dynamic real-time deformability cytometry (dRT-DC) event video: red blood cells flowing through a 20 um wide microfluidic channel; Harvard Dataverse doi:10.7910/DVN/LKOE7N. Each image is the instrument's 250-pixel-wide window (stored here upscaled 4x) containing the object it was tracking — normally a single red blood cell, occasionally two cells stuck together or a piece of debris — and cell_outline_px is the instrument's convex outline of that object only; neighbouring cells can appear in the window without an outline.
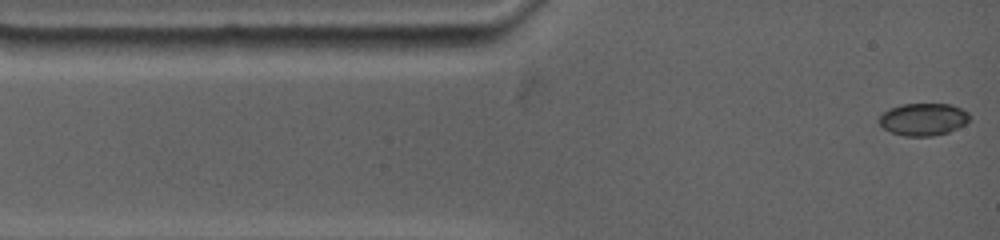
{"species": "common noctule bat (a hibernating species)", "species_latin": "Nyctalus noctula", "temperature_condition": "warm", "stored_images_in_passage": 81, "camera_frame_rate_fps": 4500, "um_per_image_px": 0.085, "animal": {"sex": "female", "body_mass_g": 19.0, "forearm_length_mm": 53.3}, "frame": {"image": 1, "passage_image": 1, "time_ms": 0.0, "image_size_px": [1000, 240], "cell_outline_px": [[968, 120], [964, 124], [948, 132], [932, 136], [904, 136], [892, 132], [884, 128], [876, 120], [880, 112], [888, 108], [904, 104], [952, 104], [968, 112]], "centroid_in_image_um": [78.41, 10.13], "position_along_channel_um": 6.6, "area_um2": 17.11}}
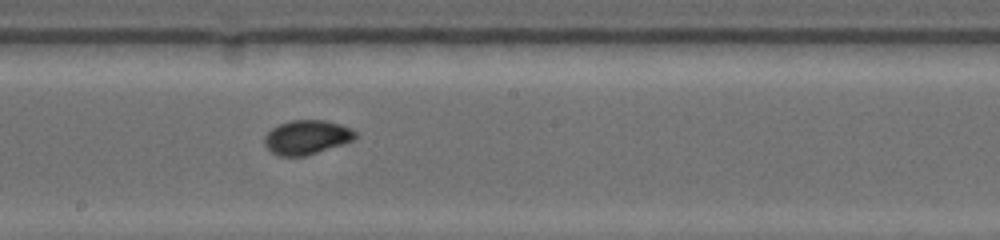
{"frame": {"image": 2, "passage_image": 33, "time_ms": 7.111, "image_size_px": [1000, 240], "cell_outline_px": [[356, 136], [352, 140], [308, 156], [276, 156], [264, 144], [264, 136], [272, 128], [280, 124], [292, 120], [324, 120], [340, 124], [356, 132]], "centroid_in_image_um": [26.03, 11.68], "position_along_channel_um": 222.2, "area_um2": 17.98}}
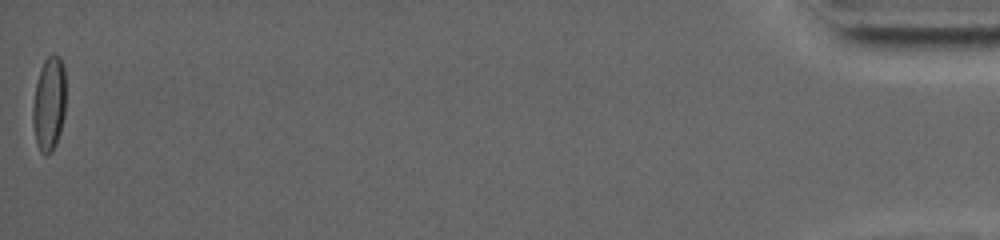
{"frame": {"image": 3, "passage_image": 80, "time_ms": 17.556, "image_size_px": [1000, 240], "cell_outline_px": [[64, 116], [60, 132], [56, 144], [52, 152], [44, 156], [40, 152], [36, 144], [32, 124], [32, 108], [36, 84], [40, 68], [44, 60], [52, 52], [60, 56], [64, 64]], "centroid_in_image_um": [4.15, 8.83], "position_along_channel_um": 431.1, "area_um2": 18.44}, "authors_computed_cell_mechanics": {"area_um2": 17.4556, "velocity_mm_per_s": 3.6409, "shape_relaxation_time_tau1_ms": 7.7103, "shape_relaxation_time_tau2_ms": null, "deformation_change_tau1": 0.1988, "deformation_change_tau2": null}}